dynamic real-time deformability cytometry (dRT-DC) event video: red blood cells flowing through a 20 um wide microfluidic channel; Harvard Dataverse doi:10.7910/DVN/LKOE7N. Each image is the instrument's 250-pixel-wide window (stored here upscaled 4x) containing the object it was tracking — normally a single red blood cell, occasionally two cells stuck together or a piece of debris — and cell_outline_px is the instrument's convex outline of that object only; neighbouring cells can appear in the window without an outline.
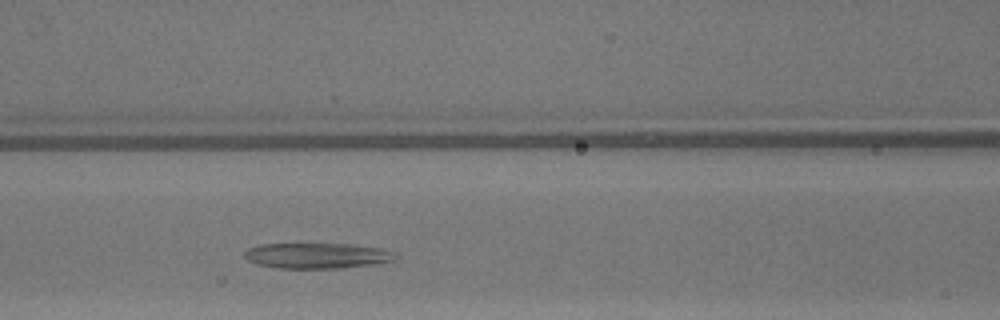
{"species": "common noctule bat (a hibernating species)", "species_latin": "Nyctalus noctula", "temperature_condition": "warm", "stored_images_in_passage": 32, "camera_frame_rate_fps": 3000, "um_per_image_px": 0.085, "animal": {"sex": "male", "body_mass_g": 13.3}, "frame": {"image": 1, "passage_image": 14, "time_ms": 4.333, "image_size_px": [1000, 320], "cell_outline_px": [[396, 260], [372, 264], [340, 268], [280, 268], [256, 264], [248, 260], [244, 256], [244, 252], [248, 248], [260, 244], [348, 244], [376, 248], [388, 252]], "centroid_in_image_um": [26.81, 21.73], "position_along_channel_um": 139.8, "area_um2": 21.91}}
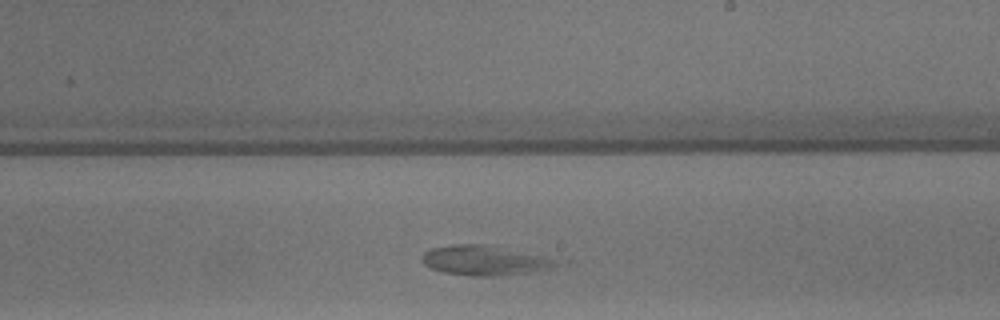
{"frame": {"image": 2, "passage_image": 22, "time_ms": 7.0, "image_size_px": [1000, 320], "cell_outline_px": [[560, 264], [548, 268], [528, 272], [500, 276], [472, 276], [444, 272], [432, 268], [424, 264], [420, 260], [420, 256], [424, 252], [432, 248], [452, 244], [484, 244], [552, 260]], "centroid_in_image_um": [41.0, 22.14], "position_along_channel_um": 248.0, "area_um2": 22.43}}
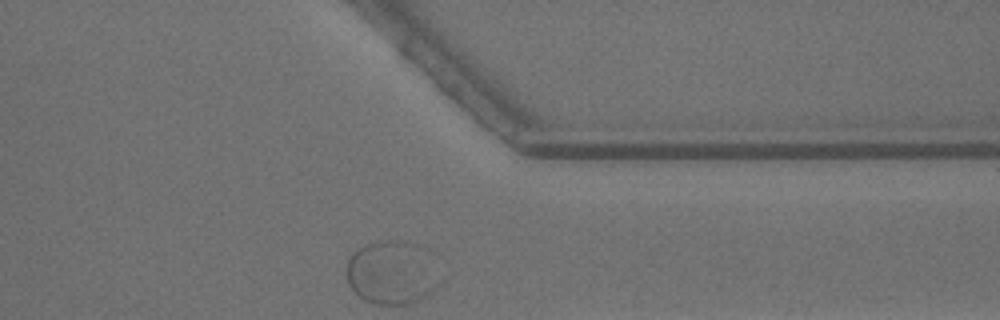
{"frame": {"image": 3, "passage_image": 32, "time_ms": 10.333, "image_size_px": [1000, 320], "cell_outline_px": [[444, 280], [428, 296], [420, 300], [408, 304], [380, 304], [364, 300], [348, 284], [348, 260], [352, 252], [356, 248], [380, 240], [404, 240], [428, 248]], "centroid_in_image_um": [33.41, 23.14], "position_along_channel_um": 378.0, "area_um2": 35.49}}